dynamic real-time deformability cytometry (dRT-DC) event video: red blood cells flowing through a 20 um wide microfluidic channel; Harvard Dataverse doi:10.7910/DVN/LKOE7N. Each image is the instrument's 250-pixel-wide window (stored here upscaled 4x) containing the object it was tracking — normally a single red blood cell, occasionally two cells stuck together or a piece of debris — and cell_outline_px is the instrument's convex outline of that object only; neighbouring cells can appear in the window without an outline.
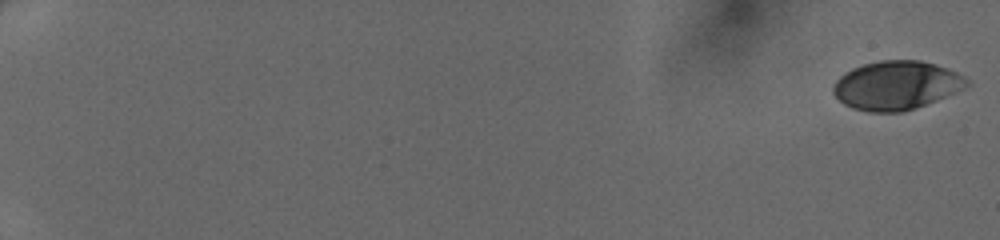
{"species": "human", "species_latin": "Homo sapiens", "temperature_condition": "cold", "stored_images_in_passage": 50, "camera_frame_rate_fps": 3000, "um_per_image_px": 0.085, "donor": {"sex": "female"}, "frame": {"image": 1, "passage_image": 1, "time_ms": 0.0, "image_size_px": [1000, 240], "cell_outline_px": [[972, 84], [964, 88], [936, 100], [900, 112], [868, 112], [852, 108], [844, 104], [832, 92], [832, 84], [840, 76], [852, 68], [864, 64], [880, 60], [920, 60], [936, 64], [956, 72], [964, 76]], "centroid_in_image_um": [76.17, 7.24], "position_along_channel_um": 8.8, "area_um2": 37.8}}
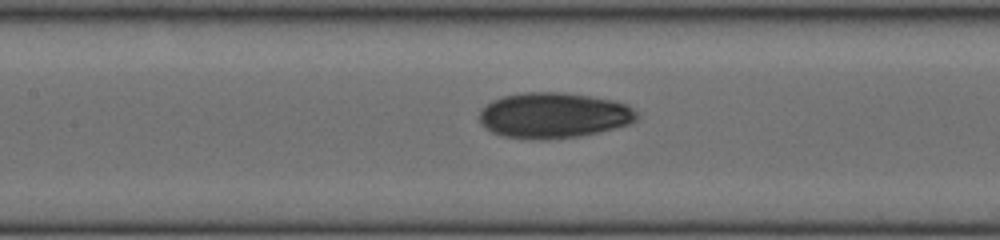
{"frame": {"image": 2, "passage_image": 27, "time_ms": 8.667, "image_size_px": [1000, 240], "cell_outline_px": [[640, 116], [632, 124], [580, 136], [548, 140], [540, 140], [504, 136], [492, 132], [484, 128], [480, 124], [480, 108], [484, 104], [492, 100], [504, 96], [524, 92], [564, 92], [612, 100], [628, 104]], "centroid_in_image_um": [47.05, 9.81], "position_along_channel_um": 160.3, "area_um2": 42.19}}
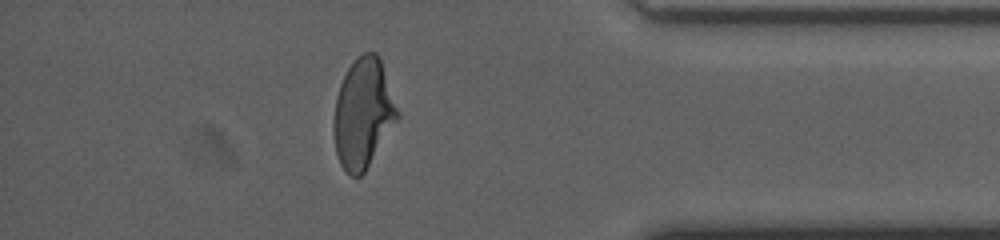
{"frame": {"image": 3, "passage_image": 45, "time_ms": 14.667, "image_size_px": [1000, 240], "cell_outline_px": [[400, 116], [364, 172], [360, 176], [352, 176], [340, 164], [336, 152], [332, 128], [332, 124], [336, 96], [340, 84], [348, 68], [364, 52], [376, 52], [380, 56], [400, 112]], "centroid_in_image_um": [30.87, 9.62], "position_along_channel_um": 404.3, "area_um2": 40.69}}